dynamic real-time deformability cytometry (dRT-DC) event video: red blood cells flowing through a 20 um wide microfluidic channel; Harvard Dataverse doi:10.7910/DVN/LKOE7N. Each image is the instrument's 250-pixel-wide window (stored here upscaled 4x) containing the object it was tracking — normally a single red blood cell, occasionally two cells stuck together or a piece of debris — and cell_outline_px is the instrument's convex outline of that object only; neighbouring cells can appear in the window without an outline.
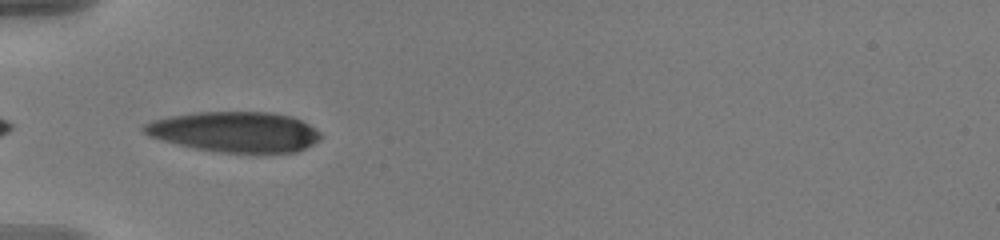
{"species": "human", "species_latin": "Homo sapiens", "temperature_condition": "warm", "stored_images_in_passage": 11, "camera_frame_rate_fps": 3000, "um_per_image_px": 0.085, "donor": {"sex": "male"}, "frame": {"image": 1, "passage_image": 1, "time_ms": 0.0, "image_size_px": [1000, 240], "cell_outline_px": [[324, 136], [312, 144], [296, 152], [220, 152], [196, 148], [148, 136], [140, 128], [144, 124], [152, 120], [168, 116], [196, 112], [272, 112], [292, 116], [308, 124], [320, 132]], "centroid_in_image_um": [19.96, 11.19], "position_along_channel_um": 65.0, "area_um2": 41.38}}
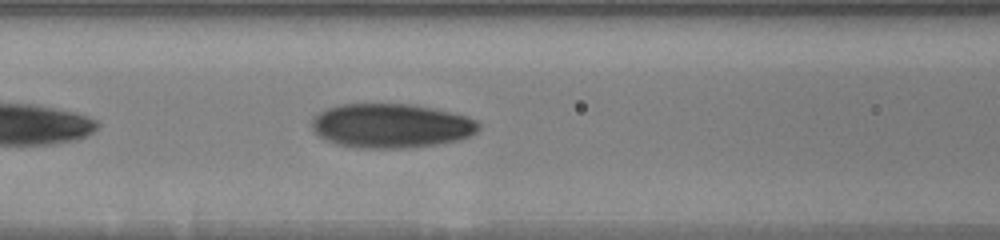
{"frame": {"image": 2, "passage_image": 7, "time_ms": 2.0, "image_size_px": [1000, 240], "cell_outline_px": [[480, 128], [476, 132], [460, 140], [436, 144], [408, 148], [356, 148], [340, 144], [328, 140], [320, 136], [312, 128], [312, 120], [320, 112], [328, 108], [340, 104], [416, 104], [452, 112], [468, 116], [476, 120], [480, 124]], "centroid_in_image_um": [33.3, 10.68], "position_along_channel_um": 133.3, "area_um2": 43.06}}
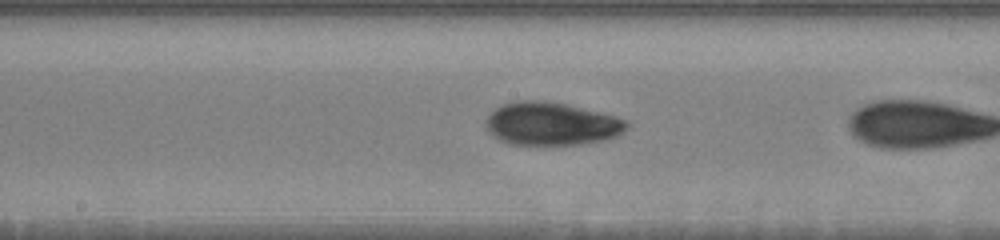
{"frame": {"image": 3, "passage_image": 10, "time_ms": 3.0, "image_size_px": [1000, 240], "cell_outline_px": [[628, 128], [624, 132], [616, 136], [604, 140], [580, 144], [512, 144], [500, 140], [488, 128], [488, 116], [496, 108], [504, 104], [516, 100], [544, 100], [568, 104], [628, 120]], "centroid_in_image_um": [46.93, 10.51], "position_along_channel_um": 201.3, "area_um2": 34.85}}